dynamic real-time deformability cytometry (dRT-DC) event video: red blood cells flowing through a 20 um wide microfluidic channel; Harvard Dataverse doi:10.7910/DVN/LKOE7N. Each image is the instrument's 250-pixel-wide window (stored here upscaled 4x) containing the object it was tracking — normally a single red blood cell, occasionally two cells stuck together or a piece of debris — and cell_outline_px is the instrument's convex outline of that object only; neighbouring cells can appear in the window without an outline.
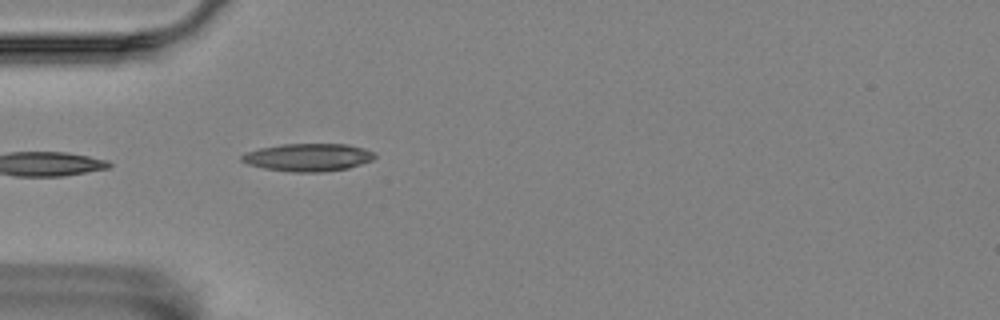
{"species": "Egyptian fruit bat (a non-hibernating species)", "species_latin": "Rousettus aegyptiacus", "temperature_condition": "room temperature", "stored_images_in_passage": 5, "camera_frame_rate_fps": 3000, "um_per_image_px": 0.085, "animal": {"sex": "female"}, "frame": {"image": 1, "passage_image": 5, "time_ms": 1.333, "image_size_px": [1000, 320], "cell_outline_px": [[376, 156], [372, 160], [348, 168], [320, 172], [292, 172], [264, 168], [248, 164], [240, 160], [240, 156], [244, 152], [260, 148], [280, 144], [348, 144], [364, 148], [376, 152]], "centroid_in_image_um": [26.18, 13.36], "position_along_channel_um": 58.8, "area_um2": 21.62}}